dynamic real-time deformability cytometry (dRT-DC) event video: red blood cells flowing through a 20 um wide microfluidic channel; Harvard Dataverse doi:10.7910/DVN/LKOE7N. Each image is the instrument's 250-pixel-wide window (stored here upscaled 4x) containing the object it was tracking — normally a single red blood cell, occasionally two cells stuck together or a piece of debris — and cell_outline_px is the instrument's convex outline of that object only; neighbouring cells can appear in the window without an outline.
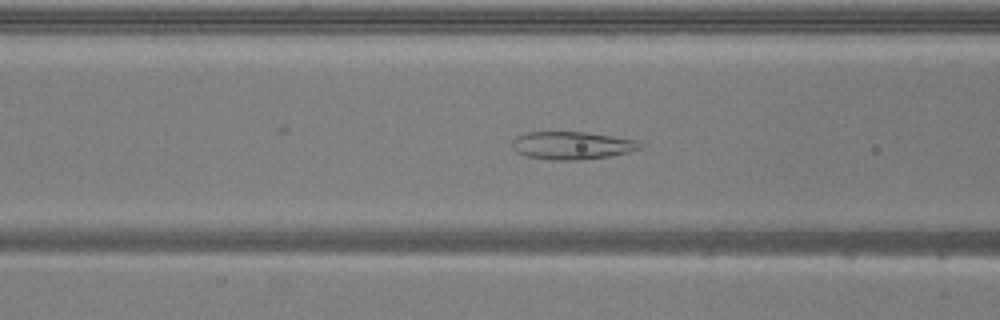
{"species": "common noctule bat (a hibernating species)", "species_latin": "Nyctalus noctula", "temperature_condition": "warm", "stored_images_in_passage": 44, "camera_frame_rate_fps": 3000, "um_per_image_px": 0.085, "animal": {"sex": "male", "body_mass_g": 20.5, "forearm_length_mm": 52.5}, "frame": {"image": 1, "passage_image": 20, "time_ms": 6.333, "image_size_px": [1000, 320], "cell_outline_px": [[644, 148], [628, 152], [608, 156], [580, 160], [552, 160], [524, 156], [516, 152], [512, 148], [512, 140], [516, 136], [524, 132], [584, 132], [640, 140]], "centroid_in_image_um": [48.61, 12.36], "position_along_channel_um": 118.0, "area_um2": 20.98}}
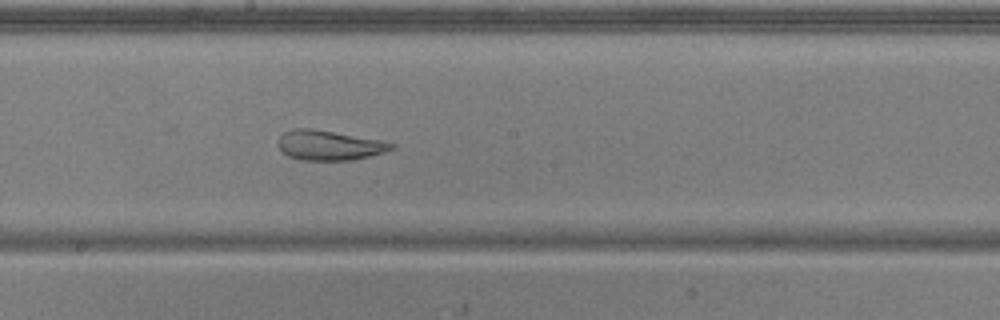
{"frame": {"image": 2, "passage_image": 28, "time_ms": 9.0, "image_size_px": [1000, 320], "cell_outline_px": [[396, 148], [384, 152], [352, 160], [300, 160], [288, 156], [276, 144], [280, 136], [284, 132], [292, 128], [312, 128], [380, 140], [396, 144]], "centroid_in_image_um": [27.96, 12.34], "position_along_channel_um": 220.2, "area_um2": 19.71}}
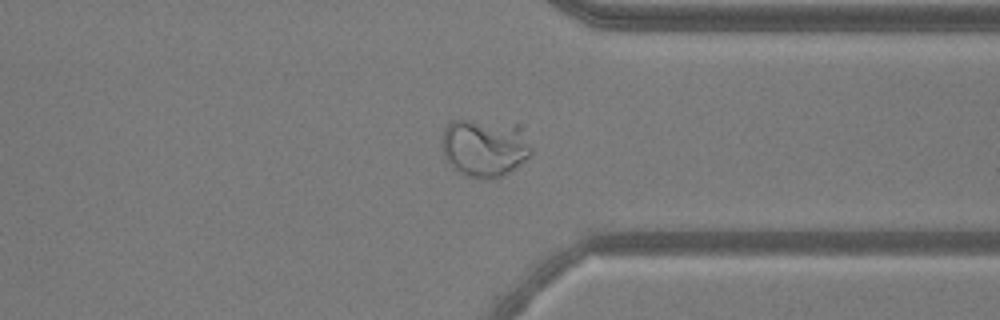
{"frame": {"image": 3, "passage_image": 40, "time_ms": 13.0, "image_size_px": [1000, 320], "cell_outline_px": [[532, 152], [516, 168], [500, 176], [468, 176], [460, 172], [444, 156], [444, 128], [452, 120], [468, 120], [520, 124], [532, 148]], "centroid_in_image_um": [41.25, 12.5], "position_along_channel_um": 370.2, "area_um2": 29.42}}